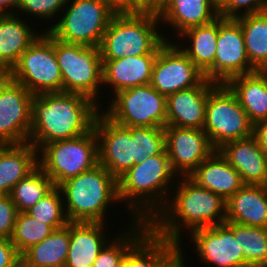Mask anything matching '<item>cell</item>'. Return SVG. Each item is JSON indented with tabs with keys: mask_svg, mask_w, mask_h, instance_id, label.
I'll list each match as a JSON object with an SVG mask.
<instances>
[{
	"mask_svg": "<svg viewBox=\"0 0 267 267\" xmlns=\"http://www.w3.org/2000/svg\"><path fill=\"white\" fill-rule=\"evenodd\" d=\"M225 219L226 201L221 196L200 187L189 176H179L165 206L149 227L156 236L183 244L184 235L224 223Z\"/></svg>",
	"mask_w": 267,
	"mask_h": 267,
	"instance_id": "cell-1",
	"label": "cell"
},
{
	"mask_svg": "<svg viewBox=\"0 0 267 267\" xmlns=\"http://www.w3.org/2000/svg\"><path fill=\"white\" fill-rule=\"evenodd\" d=\"M100 109L93 100L76 93L58 92L34 96L28 142L39 151L48 143L84 135L94 128Z\"/></svg>",
	"mask_w": 267,
	"mask_h": 267,
	"instance_id": "cell-2",
	"label": "cell"
},
{
	"mask_svg": "<svg viewBox=\"0 0 267 267\" xmlns=\"http://www.w3.org/2000/svg\"><path fill=\"white\" fill-rule=\"evenodd\" d=\"M177 179L166 149L131 167L117 180L118 199L128 218L149 223L165 206Z\"/></svg>",
	"mask_w": 267,
	"mask_h": 267,
	"instance_id": "cell-3",
	"label": "cell"
},
{
	"mask_svg": "<svg viewBox=\"0 0 267 267\" xmlns=\"http://www.w3.org/2000/svg\"><path fill=\"white\" fill-rule=\"evenodd\" d=\"M58 187L69 222L107 223L108 209L120 203L117 180L100 164Z\"/></svg>",
	"mask_w": 267,
	"mask_h": 267,
	"instance_id": "cell-4",
	"label": "cell"
},
{
	"mask_svg": "<svg viewBox=\"0 0 267 267\" xmlns=\"http://www.w3.org/2000/svg\"><path fill=\"white\" fill-rule=\"evenodd\" d=\"M160 26L159 16L156 15L114 14L99 47L101 59L115 60L127 56L158 54L167 41H173Z\"/></svg>",
	"mask_w": 267,
	"mask_h": 267,
	"instance_id": "cell-5",
	"label": "cell"
},
{
	"mask_svg": "<svg viewBox=\"0 0 267 267\" xmlns=\"http://www.w3.org/2000/svg\"><path fill=\"white\" fill-rule=\"evenodd\" d=\"M55 54L62 75L63 92L80 94L100 107L105 106L100 104L104 96H99L105 93V89L102 92L103 64L100 48L66 43L55 38Z\"/></svg>",
	"mask_w": 267,
	"mask_h": 267,
	"instance_id": "cell-6",
	"label": "cell"
},
{
	"mask_svg": "<svg viewBox=\"0 0 267 267\" xmlns=\"http://www.w3.org/2000/svg\"><path fill=\"white\" fill-rule=\"evenodd\" d=\"M7 75L34 96L63 92L55 54V37L44 31L20 56Z\"/></svg>",
	"mask_w": 267,
	"mask_h": 267,
	"instance_id": "cell-7",
	"label": "cell"
},
{
	"mask_svg": "<svg viewBox=\"0 0 267 267\" xmlns=\"http://www.w3.org/2000/svg\"><path fill=\"white\" fill-rule=\"evenodd\" d=\"M114 14L101 0H67L48 32L66 43L100 47Z\"/></svg>",
	"mask_w": 267,
	"mask_h": 267,
	"instance_id": "cell-8",
	"label": "cell"
},
{
	"mask_svg": "<svg viewBox=\"0 0 267 267\" xmlns=\"http://www.w3.org/2000/svg\"><path fill=\"white\" fill-rule=\"evenodd\" d=\"M98 164V142L94 129L73 139L48 143L38 151V165L55 186Z\"/></svg>",
	"mask_w": 267,
	"mask_h": 267,
	"instance_id": "cell-9",
	"label": "cell"
},
{
	"mask_svg": "<svg viewBox=\"0 0 267 267\" xmlns=\"http://www.w3.org/2000/svg\"><path fill=\"white\" fill-rule=\"evenodd\" d=\"M112 97L101 112L114 123L124 127L167 126L166 97L150 84L122 90Z\"/></svg>",
	"mask_w": 267,
	"mask_h": 267,
	"instance_id": "cell-10",
	"label": "cell"
},
{
	"mask_svg": "<svg viewBox=\"0 0 267 267\" xmlns=\"http://www.w3.org/2000/svg\"><path fill=\"white\" fill-rule=\"evenodd\" d=\"M203 130L215 150L253 135V124L235 94L224 83H218L208 94Z\"/></svg>",
	"mask_w": 267,
	"mask_h": 267,
	"instance_id": "cell-11",
	"label": "cell"
},
{
	"mask_svg": "<svg viewBox=\"0 0 267 267\" xmlns=\"http://www.w3.org/2000/svg\"><path fill=\"white\" fill-rule=\"evenodd\" d=\"M33 98L21 83L0 74V145L28 143Z\"/></svg>",
	"mask_w": 267,
	"mask_h": 267,
	"instance_id": "cell-12",
	"label": "cell"
},
{
	"mask_svg": "<svg viewBox=\"0 0 267 267\" xmlns=\"http://www.w3.org/2000/svg\"><path fill=\"white\" fill-rule=\"evenodd\" d=\"M255 71L248 60L240 23L236 19L219 16L214 63L203 73L204 77L225 84L234 76Z\"/></svg>",
	"mask_w": 267,
	"mask_h": 267,
	"instance_id": "cell-13",
	"label": "cell"
},
{
	"mask_svg": "<svg viewBox=\"0 0 267 267\" xmlns=\"http://www.w3.org/2000/svg\"><path fill=\"white\" fill-rule=\"evenodd\" d=\"M204 79L188 56L173 41H167L158 51L150 85L167 97L198 86Z\"/></svg>",
	"mask_w": 267,
	"mask_h": 267,
	"instance_id": "cell-14",
	"label": "cell"
},
{
	"mask_svg": "<svg viewBox=\"0 0 267 267\" xmlns=\"http://www.w3.org/2000/svg\"><path fill=\"white\" fill-rule=\"evenodd\" d=\"M190 235V236H189ZM195 253L207 267H250L233 230L224 222L188 234Z\"/></svg>",
	"mask_w": 267,
	"mask_h": 267,
	"instance_id": "cell-15",
	"label": "cell"
},
{
	"mask_svg": "<svg viewBox=\"0 0 267 267\" xmlns=\"http://www.w3.org/2000/svg\"><path fill=\"white\" fill-rule=\"evenodd\" d=\"M93 129L98 142V163L118 180L134 166L131 127L118 125L100 112Z\"/></svg>",
	"mask_w": 267,
	"mask_h": 267,
	"instance_id": "cell-16",
	"label": "cell"
},
{
	"mask_svg": "<svg viewBox=\"0 0 267 267\" xmlns=\"http://www.w3.org/2000/svg\"><path fill=\"white\" fill-rule=\"evenodd\" d=\"M164 133L170 165L178 177L190 176L215 151L203 129L166 126Z\"/></svg>",
	"mask_w": 267,
	"mask_h": 267,
	"instance_id": "cell-17",
	"label": "cell"
},
{
	"mask_svg": "<svg viewBox=\"0 0 267 267\" xmlns=\"http://www.w3.org/2000/svg\"><path fill=\"white\" fill-rule=\"evenodd\" d=\"M217 84L205 78L198 86L167 96V126L203 129L208 94Z\"/></svg>",
	"mask_w": 267,
	"mask_h": 267,
	"instance_id": "cell-18",
	"label": "cell"
},
{
	"mask_svg": "<svg viewBox=\"0 0 267 267\" xmlns=\"http://www.w3.org/2000/svg\"><path fill=\"white\" fill-rule=\"evenodd\" d=\"M156 57L157 54H145L115 60H102L103 87L107 88L106 94L109 93L106 97L108 96L110 99L115 93L122 90L150 84ZM110 95L111 97H109Z\"/></svg>",
	"mask_w": 267,
	"mask_h": 267,
	"instance_id": "cell-19",
	"label": "cell"
},
{
	"mask_svg": "<svg viewBox=\"0 0 267 267\" xmlns=\"http://www.w3.org/2000/svg\"><path fill=\"white\" fill-rule=\"evenodd\" d=\"M15 14L0 15V74H7L17 63L23 52L45 31L39 32L28 24L27 19ZM36 29V30H35Z\"/></svg>",
	"mask_w": 267,
	"mask_h": 267,
	"instance_id": "cell-20",
	"label": "cell"
},
{
	"mask_svg": "<svg viewBox=\"0 0 267 267\" xmlns=\"http://www.w3.org/2000/svg\"><path fill=\"white\" fill-rule=\"evenodd\" d=\"M218 151L238 171L244 185H264L267 179V154L253 135L226 143Z\"/></svg>",
	"mask_w": 267,
	"mask_h": 267,
	"instance_id": "cell-21",
	"label": "cell"
},
{
	"mask_svg": "<svg viewBox=\"0 0 267 267\" xmlns=\"http://www.w3.org/2000/svg\"><path fill=\"white\" fill-rule=\"evenodd\" d=\"M218 17L216 0H165L159 21L164 25L162 28L171 26L173 37H177L189 28L209 24Z\"/></svg>",
	"mask_w": 267,
	"mask_h": 267,
	"instance_id": "cell-22",
	"label": "cell"
},
{
	"mask_svg": "<svg viewBox=\"0 0 267 267\" xmlns=\"http://www.w3.org/2000/svg\"><path fill=\"white\" fill-rule=\"evenodd\" d=\"M107 225L70 222V244L65 267H92L100 251L111 240V235H106L109 231L105 229Z\"/></svg>",
	"mask_w": 267,
	"mask_h": 267,
	"instance_id": "cell-23",
	"label": "cell"
},
{
	"mask_svg": "<svg viewBox=\"0 0 267 267\" xmlns=\"http://www.w3.org/2000/svg\"><path fill=\"white\" fill-rule=\"evenodd\" d=\"M200 187L227 201L244 183L240 174L215 150L189 176Z\"/></svg>",
	"mask_w": 267,
	"mask_h": 267,
	"instance_id": "cell-24",
	"label": "cell"
},
{
	"mask_svg": "<svg viewBox=\"0 0 267 267\" xmlns=\"http://www.w3.org/2000/svg\"><path fill=\"white\" fill-rule=\"evenodd\" d=\"M225 221L267 228V189L243 185L226 201Z\"/></svg>",
	"mask_w": 267,
	"mask_h": 267,
	"instance_id": "cell-25",
	"label": "cell"
},
{
	"mask_svg": "<svg viewBox=\"0 0 267 267\" xmlns=\"http://www.w3.org/2000/svg\"><path fill=\"white\" fill-rule=\"evenodd\" d=\"M179 245L149 230L125 255L122 267H175Z\"/></svg>",
	"mask_w": 267,
	"mask_h": 267,
	"instance_id": "cell-26",
	"label": "cell"
},
{
	"mask_svg": "<svg viewBox=\"0 0 267 267\" xmlns=\"http://www.w3.org/2000/svg\"><path fill=\"white\" fill-rule=\"evenodd\" d=\"M225 84L235 94L253 125L267 119V73L265 71L237 75Z\"/></svg>",
	"mask_w": 267,
	"mask_h": 267,
	"instance_id": "cell-27",
	"label": "cell"
},
{
	"mask_svg": "<svg viewBox=\"0 0 267 267\" xmlns=\"http://www.w3.org/2000/svg\"><path fill=\"white\" fill-rule=\"evenodd\" d=\"M38 166V150L31 143L0 145V195H9Z\"/></svg>",
	"mask_w": 267,
	"mask_h": 267,
	"instance_id": "cell-28",
	"label": "cell"
},
{
	"mask_svg": "<svg viewBox=\"0 0 267 267\" xmlns=\"http://www.w3.org/2000/svg\"><path fill=\"white\" fill-rule=\"evenodd\" d=\"M217 36L218 18L209 24L187 29L177 36L174 43L204 73L214 63Z\"/></svg>",
	"mask_w": 267,
	"mask_h": 267,
	"instance_id": "cell-29",
	"label": "cell"
},
{
	"mask_svg": "<svg viewBox=\"0 0 267 267\" xmlns=\"http://www.w3.org/2000/svg\"><path fill=\"white\" fill-rule=\"evenodd\" d=\"M70 244V222L40 243L27 249L21 258L31 267H65Z\"/></svg>",
	"mask_w": 267,
	"mask_h": 267,
	"instance_id": "cell-30",
	"label": "cell"
},
{
	"mask_svg": "<svg viewBox=\"0 0 267 267\" xmlns=\"http://www.w3.org/2000/svg\"><path fill=\"white\" fill-rule=\"evenodd\" d=\"M127 225L124 231L119 230L116 236L111 237L112 239L100 251L92 267H122L126 253L150 230L148 222L135 221L133 218L130 221L128 219Z\"/></svg>",
	"mask_w": 267,
	"mask_h": 267,
	"instance_id": "cell-31",
	"label": "cell"
},
{
	"mask_svg": "<svg viewBox=\"0 0 267 267\" xmlns=\"http://www.w3.org/2000/svg\"><path fill=\"white\" fill-rule=\"evenodd\" d=\"M243 31L250 64L257 71L267 68V10L236 18Z\"/></svg>",
	"mask_w": 267,
	"mask_h": 267,
	"instance_id": "cell-32",
	"label": "cell"
},
{
	"mask_svg": "<svg viewBox=\"0 0 267 267\" xmlns=\"http://www.w3.org/2000/svg\"><path fill=\"white\" fill-rule=\"evenodd\" d=\"M242 246L245 262L250 267H267V228L225 221Z\"/></svg>",
	"mask_w": 267,
	"mask_h": 267,
	"instance_id": "cell-33",
	"label": "cell"
},
{
	"mask_svg": "<svg viewBox=\"0 0 267 267\" xmlns=\"http://www.w3.org/2000/svg\"><path fill=\"white\" fill-rule=\"evenodd\" d=\"M55 187L53 181L38 166L21 179L9 193L18 212H26Z\"/></svg>",
	"mask_w": 267,
	"mask_h": 267,
	"instance_id": "cell-34",
	"label": "cell"
},
{
	"mask_svg": "<svg viewBox=\"0 0 267 267\" xmlns=\"http://www.w3.org/2000/svg\"><path fill=\"white\" fill-rule=\"evenodd\" d=\"M53 228L30 216L27 212H18L11 242L22 255L27 249L40 243L52 232Z\"/></svg>",
	"mask_w": 267,
	"mask_h": 267,
	"instance_id": "cell-35",
	"label": "cell"
},
{
	"mask_svg": "<svg viewBox=\"0 0 267 267\" xmlns=\"http://www.w3.org/2000/svg\"><path fill=\"white\" fill-rule=\"evenodd\" d=\"M26 212L35 219L50 225L54 230L69 223L64 210L63 195L58 186H55Z\"/></svg>",
	"mask_w": 267,
	"mask_h": 267,
	"instance_id": "cell-36",
	"label": "cell"
},
{
	"mask_svg": "<svg viewBox=\"0 0 267 267\" xmlns=\"http://www.w3.org/2000/svg\"><path fill=\"white\" fill-rule=\"evenodd\" d=\"M131 139L134 141V165L162 153L166 147L163 127H131Z\"/></svg>",
	"mask_w": 267,
	"mask_h": 267,
	"instance_id": "cell-37",
	"label": "cell"
},
{
	"mask_svg": "<svg viewBox=\"0 0 267 267\" xmlns=\"http://www.w3.org/2000/svg\"><path fill=\"white\" fill-rule=\"evenodd\" d=\"M66 1L67 0H19L15 15L21 17H24L23 15L26 17L27 15L28 17H26V19H28V21H31L30 19H36L34 22L37 20H40V22L46 20V26L48 27L45 26L44 28H46L45 31H48L59 18ZM30 16H33V18ZM47 21H49V23L52 21V23L49 25Z\"/></svg>",
	"mask_w": 267,
	"mask_h": 267,
	"instance_id": "cell-38",
	"label": "cell"
},
{
	"mask_svg": "<svg viewBox=\"0 0 267 267\" xmlns=\"http://www.w3.org/2000/svg\"><path fill=\"white\" fill-rule=\"evenodd\" d=\"M218 15L227 19L267 10V0H216Z\"/></svg>",
	"mask_w": 267,
	"mask_h": 267,
	"instance_id": "cell-39",
	"label": "cell"
},
{
	"mask_svg": "<svg viewBox=\"0 0 267 267\" xmlns=\"http://www.w3.org/2000/svg\"><path fill=\"white\" fill-rule=\"evenodd\" d=\"M18 214L16 205L9 195H0V238L12 237Z\"/></svg>",
	"mask_w": 267,
	"mask_h": 267,
	"instance_id": "cell-40",
	"label": "cell"
},
{
	"mask_svg": "<svg viewBox=\"0 0 267 267\" xmlns=\"http://www.w3.org/2000/svg\"><path fill=\"white\" fill-rule=\"evenodd\" d=\"M165 0H128V13L152 14L159 16Z\"/></svg>",
	"mask_w": 267,
	"mask_h": 267,
	"instance_id": "cell-41",
	"label": "cell"
},
{
	"mask_svg": "<svg viewBox=\"0 0 267 267\" xmlns=\"http://www.w3.org/2000/svg\"><path fill=\"white\" fill-rule=\"evenodd\" d=\"M20 258L11 239L0 238V267H12Z\"/></svg>",
	"mask_w": 267,
	"mask_h": 267,
	"instance_id": "cell-42",
	"label": "cell"
},
{
	"mask_svg": "<svg viewBox=\"0 0 267 267\" xmlns=\"http://www.w3.org/2000/svg\"><path fill=\"white\" fill-rule=\"evenodd\" d=\"M253 136L260 148L267 154V119L253 125Z\"/></svg>",
	"mask_w": 267,
	"mask_h": 267,
	"instance_id": "cell-43",
	"label": "cell"
},
{
	"mask_svg": "<svg viewBox=\"0 0 267 267\" xmlns=\"http://www.w3.org/2000/svg\"><path fill=\"white\" fill-rule=\"evenodd\" d=\"M115 14L128 13V0H101Z\"/></svg>",
	"mask_w": 267,
	"mask_h": 267,
	"instance_id": "cell-44",
	"label": "cell"
},
{
	"mask_svg": "<svg viewBox=\"0 0 267 267\" xmlns=\"http://www.w3.org/2000/svg\"><path fill=\"white\" fill-rule=\"evenodd\" d=\"M19 0H0V15L15 14Z\"/></svg>",
	"mask_w": 267,
	"mask_h": 267,
	"instance_id": "cell-45",
	"label": "cell"
},
{
	"mask_svg": "<svg viewBox=\"0 0 267 267\" xmlns=\"http://www.w3.org/2000/svg\"><path fill=\"white\" fill-rule=\"evenodd\" d=\"M178 245H179V250H180V262L175 267H186V266L188 267L186 259H185L186 252L184 251L183 245L182 244H178Z\"/></svg>",
	"mask_w": 267,
	"mask_h": 267,
	"instance_id": "cell-46",
	"label": "cell"
},
{
	"mask_svg": "<svg viewBox=\"0 0 267 267\" xmlns=\"http://www.w3.org/2000/svg\"><path fill=\"white\" fill-rule=\"evenodd\" d=\"M12 267H31L22 258H20Z\"/></svg>",
	"mask_w": 267,
	"mask_h": 267,
	"instance_id": "cell-47",
	"label": "cell"
},
{
	"mask_svg": "<svg viewBox=\"0 0 267 267\" xmlns=\"http://www.w3.org/2000/svg\"><path fill=\"white\" fill-rule=\"evenodd\" d=\"M263 186L267 189V179H266V181H265Z\"/></svg>",
	"mask_w": 267,
	"mask_h": 267,
	"instance_id": "cell-48",
	"label": "cell"
}]
</instances>
